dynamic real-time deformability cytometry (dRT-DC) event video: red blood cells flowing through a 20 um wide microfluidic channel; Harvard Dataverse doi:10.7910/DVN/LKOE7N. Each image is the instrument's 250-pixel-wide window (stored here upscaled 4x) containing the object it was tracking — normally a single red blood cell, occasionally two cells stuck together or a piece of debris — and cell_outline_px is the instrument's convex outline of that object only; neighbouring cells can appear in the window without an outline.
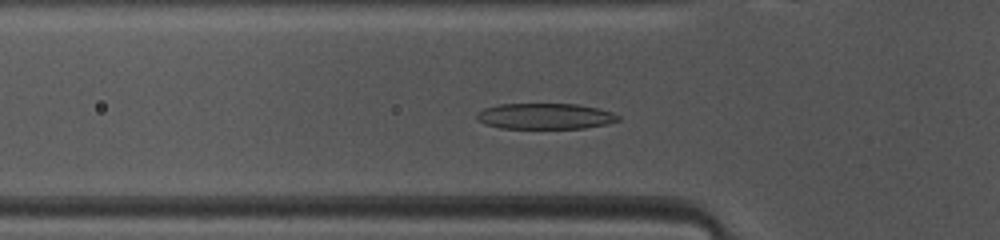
{"species": "common noctule bat (a hibernating species)", "species_latin": "Nyctalus noctula", "temperature_condition": "warm", "stored_images_in_passage": 38, "camera_frame_rate_fps": 3000, "um_per_image_px": 0.085, "animal": {"sex": "female", "body_mass_g": 10.0, "forearm_length_mm": 53.1}, "frame": {"image": 1, "passage_image": 5, "time_ms": 1.333, "image_size_px": [1000, 240], "cell_outline_px": [[620, 120], [608, 124], [584, 128], [500, 128], [484, 124], [476, 120], [476, 116], [484, 108], [500, 104], [576, 104], [596, 108], [612, 112], [620, 116]], "centroid_in_image_um": [46.34, 9.88], "position_along_channel_um": 79.5, "area_um2": 21.27}}
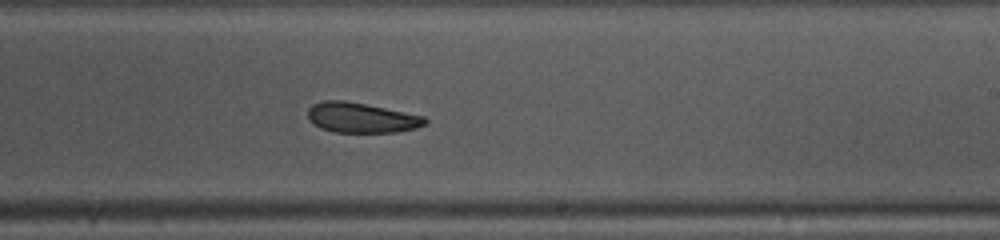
{"frame": {"image": 2, "passage_image": 18, "time_ms": 5.667, "image_size_px": [1000, 240], "cell_outline_px": [[428, 120], [424, 124], [416, 128], [396, 132], [332, 132], [320, 128], [312, 124], [308, 120], [308, 108], [312, 104], [324, 100], [344, 100], [424, 116]], "centroid_in_image_um": [30.65, 10.01], "position_along_channel_um": 258.3, "area_um2": 20.52}}
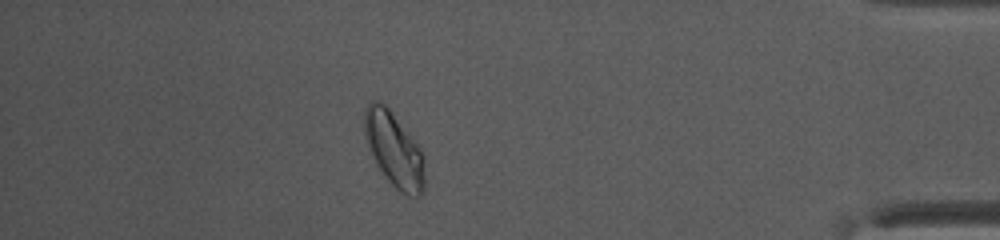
{"frame": {"image": 3, "passage_image": 32, "time_ms": 10.333, "image_size_px": [1000, 240], "cell_outline_px": [[424, 188], [420, 196], [408, 196], [400, 192], [388, 180], [380, 168], [368, 144], [364, 132], [364, 108], [372, 100], [380, 100], [388, 108], [412, 136], [420, 148], [424, 156]], "centroid_in_image_um": [33.52, 12.69], "position_along_channel_um": 401.7, "area_um2": 25.89}, "authors_computed_cell_mechanics": {"area_um2": 21.5305, "velocity_mm_per_s": 4.1014, "shape_relaxation_time_tau1_ms": 3.3686, "shape_relaxation_time_tau2_ms": 2.4568, "deformation_change_tau1": 0.13, "deformation_change_tau2": 0.0915}}